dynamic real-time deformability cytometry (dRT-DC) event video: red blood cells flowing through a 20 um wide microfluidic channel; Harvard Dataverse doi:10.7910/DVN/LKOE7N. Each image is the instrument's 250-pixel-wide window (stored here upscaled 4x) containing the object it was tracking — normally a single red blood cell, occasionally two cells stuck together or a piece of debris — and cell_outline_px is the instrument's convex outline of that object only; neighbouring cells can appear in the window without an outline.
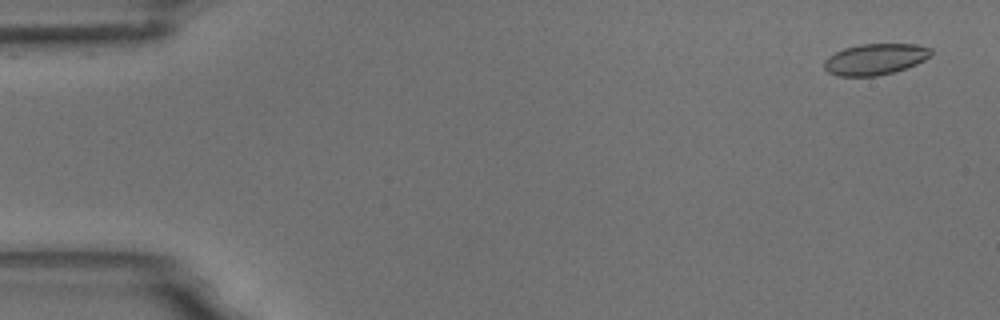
{"species": "common noctule bat (a hibernating species)", "species_latin": "Nyctalus noctula", "temperature_condition": "room temperature", "stored_images_in_passage": 4, "camera_frame_rate_fps": 3000, "um_per_image_px": 0.085, "animal": {"sex": "male", "body_mass_g": 18.8}, "frame": {"image": 1, "passage_image": 1, "time_ms": 0.0, "image_size_px": [1000, 320], "cell_outline_px": [[932, 52], [924, 60], [916, 64], [892, 72], [876, 76], [840, 76], [828, 72], [824, 68], [824, 60], [828, 56], [844, 48], [860, 44], [916, 44], [932, 48]], "centroid_in_image_um": [74.37, 5.02], "position_along_channel_um": 10.6, "area_um2": 19.25}}
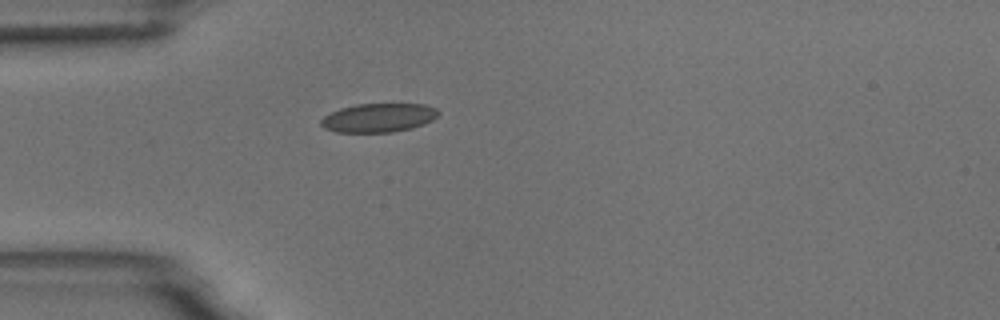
{"frame": {"image": 2, "passage_image": 4, "time_ms": 4.333, "image_size_px": [1000, 320], "cell_outline_px": [[440, 112], [432, 120], [424, 124], [412, 128], [392, 132], [336, 132], [324, 128], [320, 124], [320, 120], [324, 116], [340, 108], [356, 104], [424, 104], [436, 108]], "centroid_in_image_um": [32.17, 10.01], "position_along_channel_um": 52.8, "area_um2": 19.71}}